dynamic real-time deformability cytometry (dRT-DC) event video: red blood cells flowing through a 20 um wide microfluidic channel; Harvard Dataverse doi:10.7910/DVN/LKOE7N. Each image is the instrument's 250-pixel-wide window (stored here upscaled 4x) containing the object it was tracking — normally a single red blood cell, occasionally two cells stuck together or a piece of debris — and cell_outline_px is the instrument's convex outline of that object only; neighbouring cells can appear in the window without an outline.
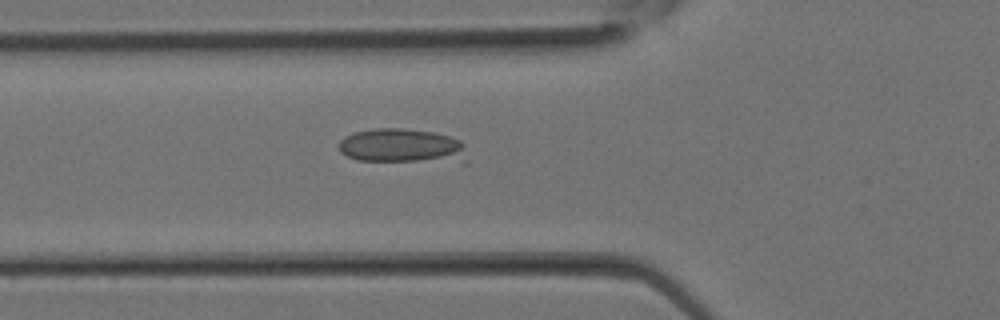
{"species": "Egyptian fruit bat (a non-hibernating species)", "species_latin": "Rousettus aegyptiacus", "temperature_condition": "room temperature", "stored_images_in_passage": 12, "camera_frame_rate_fps": 3000, "um_per_image_px": 0.085, "animal": {"sex": "female"}, "frame": {"image": 1, "passage_image": 10, "time_ms": 3.0, "image_size_px": [1000, 320], "cell_outline_px": [[468, 164], [464, 164], [356, 160], [340, 152], [340, 140], [344, 136], [352, 132], [372, 128], [404, 128], [432, 132], [448, 136], [460, 140], [464, 144], [468, 160]], "centroid_in_image_um": [34.27, 12.45], "position_along_channel_um": 91.5, "area_um2": 26.82}}
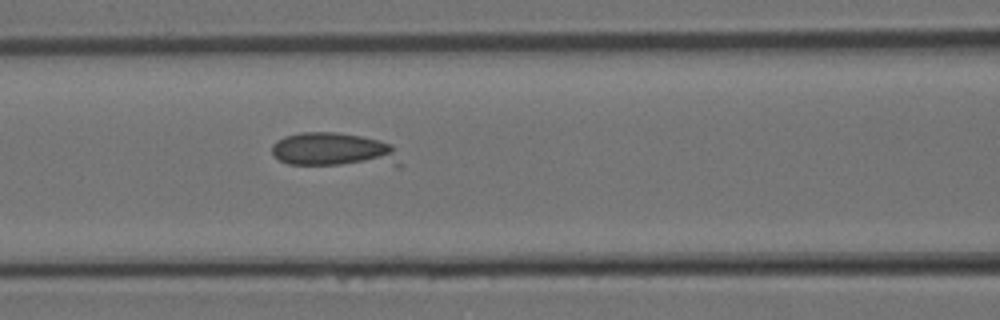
{"frame": {"image": 2, "passage_image": 12, "time_ms": 3.667, "image_size_px": [1000, 320], "cell_outline_px": [[404, 164], [400, 168], [396, 168], [288, 164], [280, 160], [272, 152], [272, 144], [276, 140], [284, 136], [300, 132], [336, 132], [360, 136], [380, 140], [392, 144]], "centroid_in_image_um": [28.54, 12.8], "position_along_channel_um": 138.1, "area_um2": 26.82}}